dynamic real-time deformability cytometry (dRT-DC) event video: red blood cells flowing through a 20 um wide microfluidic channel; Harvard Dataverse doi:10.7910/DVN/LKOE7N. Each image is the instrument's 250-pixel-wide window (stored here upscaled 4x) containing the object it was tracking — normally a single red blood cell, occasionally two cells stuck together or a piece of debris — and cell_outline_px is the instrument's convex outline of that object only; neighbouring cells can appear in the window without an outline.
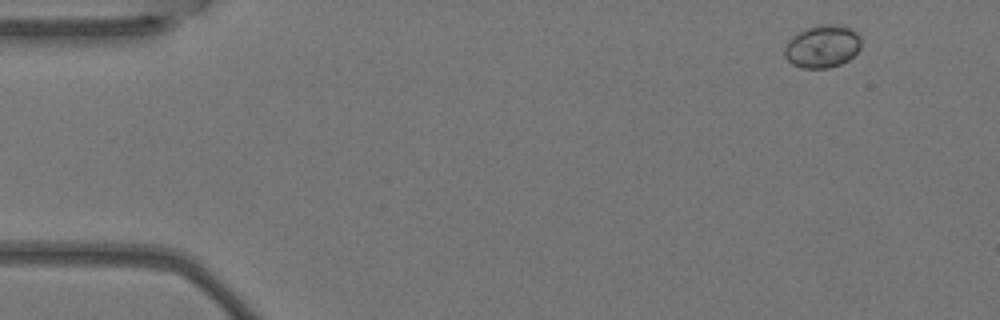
{"species": "Egyptian fruit bat (a non-hibernating species)", "species_latin": "Rousettus aegyptiacus", "temperature_condition": "warm", "stored_images_in_passage": 4, "camera_frame_rate_fps": 3000, "um_per_image_px": 0.085, "animal": {"sex": "female"}, "frame": {"image": 1, "passage_image": 1, "time_ms": 0.0, "image_size_px": [1000, 320], "cell_outline_px": [[860, 48], [848, 60], [840, 64], [828, 68], [804, 68], [792, 64], [784, 56], [784, 48], [788, 40], [796, 32], [816, 24], [844, 24], [856, 32], [860, 36]], "centroid_in_image_um": [69.88, 3.91], "position_along_channel_um": 15.1, "area_um2": 19.31}}
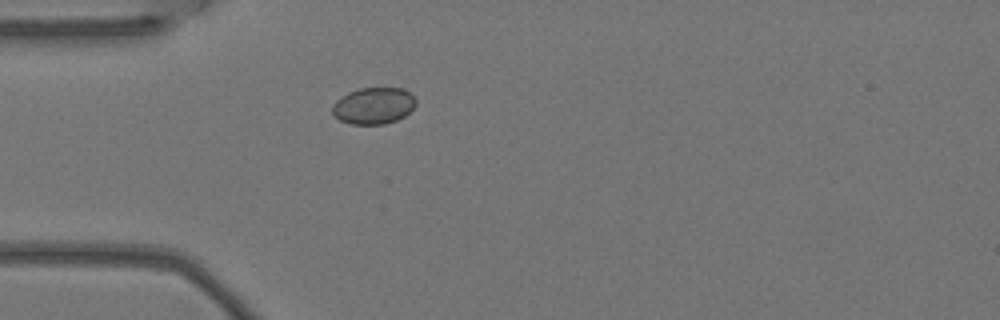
{"frame": {"image": 2, "passage_image": 4, "time_ms": 1.0, "image_size_px": [1000, 320], "cell_outline_px": [[416, 104], [404, 116], [396, 120], [384, 124], [352, 124], [340, 120], [332, 116], [332, 104], [336, 100], [348, 92], [360, 88], [404, 88], [416, 100]], "centroid_in_image_um": [31.72, 8.99], "position_along_channel_um": 53.3, "area_um2": 17.8}}